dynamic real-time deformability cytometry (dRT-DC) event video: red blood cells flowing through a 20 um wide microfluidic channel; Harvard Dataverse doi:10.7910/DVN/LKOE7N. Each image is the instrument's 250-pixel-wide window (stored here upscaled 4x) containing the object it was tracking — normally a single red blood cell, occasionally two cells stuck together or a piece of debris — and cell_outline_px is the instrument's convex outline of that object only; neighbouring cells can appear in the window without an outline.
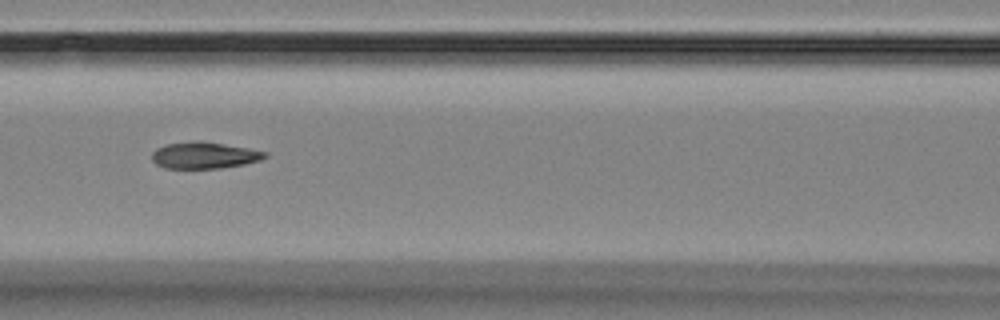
{"species": "Egyptian fruit bat (a non-hibernating species)", "species_latin": "Rousettus aegyptiacus", "temperature_condition": "room temperature", "stored_images_in_passage": 6, "camera_frame_rate_fps": 3000, "um_per_image_px": 0.085, "animal": {"sex": "female"}, "frame": {"image": 1, "passage_image": 4, "time_ms": 3.667, "image_size_px": [1000, 320], "cell_outline_px": [[268, 156], [260, 160], [244, 164], [220, 168], [164, 168], [156, 164], [152, 160], [152, 152], [156, 148], [168, 144], [192, 140], [200, 140], [248, 148], [268, 152]], "centroid_in_image_um": [17.36, 13.19], "position_along_channel_um": 149.2, "area_um2": 17.57}}
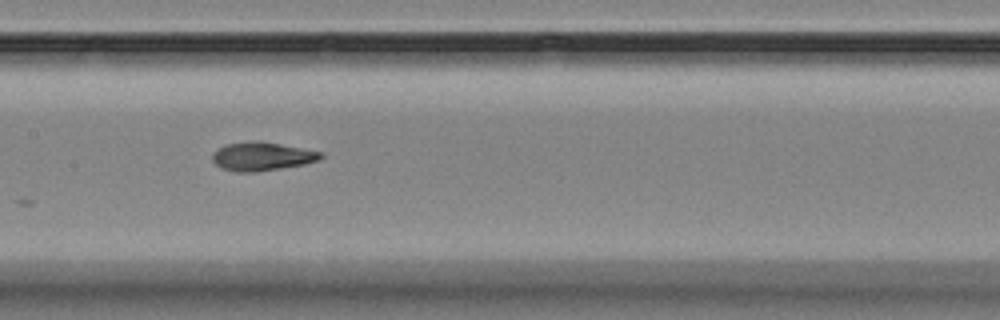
{"frame": {"image": 2, "passage_image": 5, "time_ms": 4.667, "image_size_px": [1000, 320], "cell_outline_px": [[324, 156], [320, 160], [304, 164], [256, 172], [236, 172], [220, 168], [212, 160], [212, 156], [220, 148], [228, 144], [252, 140], [260, 140], [324, 152]], "centroid_in_image_um": [22.31, 13.29], "position_along_channel_um": 185.1, "area_um2": 18.09}}
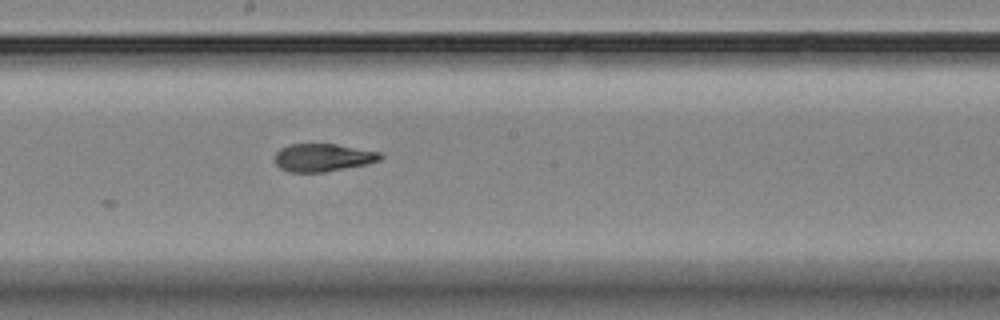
{"frame": {"image": 3, "passage_image": 6, "time_ms": 5.667, "image_size_px": [1000, 320], "cell_outline_px": [[384, 156], [380, 160], [368, 164], [324, 172], [288, 172], [280, 168], [272, 160], [276, 152], [280, 148], [288, 144], [336, 144], [380, 152]], "centroid_in_image_um": [27.41, 13.39], "position_along_channel_um": 220.8, "area_um2": 17.34}}